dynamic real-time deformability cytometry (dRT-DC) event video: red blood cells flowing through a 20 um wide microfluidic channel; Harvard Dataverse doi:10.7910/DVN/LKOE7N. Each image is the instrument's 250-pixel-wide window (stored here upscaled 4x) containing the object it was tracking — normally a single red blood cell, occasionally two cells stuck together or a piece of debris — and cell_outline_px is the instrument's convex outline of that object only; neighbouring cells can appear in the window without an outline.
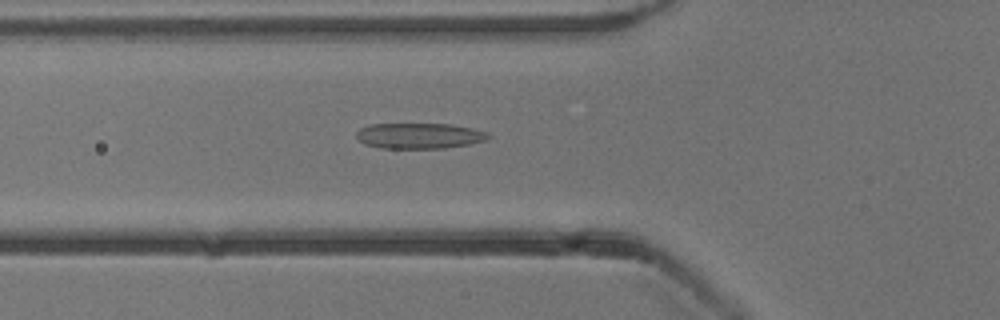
{"species": "common noctule bat (a hibernating species)", "species_latin": "Nyctalus noctula", "temperature_condition": "cold", "stored_images_in_passage": 40, "camera_frame_rate_fps": 3000, "um_per_image_px": 0.085, "animal": {"sex": "male", "body_mass_g": 13.3}, "frame": {"image": 1, "passage_image": 6, "time_ms": 1.667, "image_size_px": [1000, 320], "cell_outline_px": [[492, 136], [488, 140], [468, 144], [444, 148], [380, 148], [364, 144], [356, 136], [356, 132], [360, 128], [372, 124], [452, 124], [472, 128], [488, 132]], "centroid_in_image_um": [35.67, 11.54], "position_along_channel_um": 90.1, "area_um2": 19.77}}
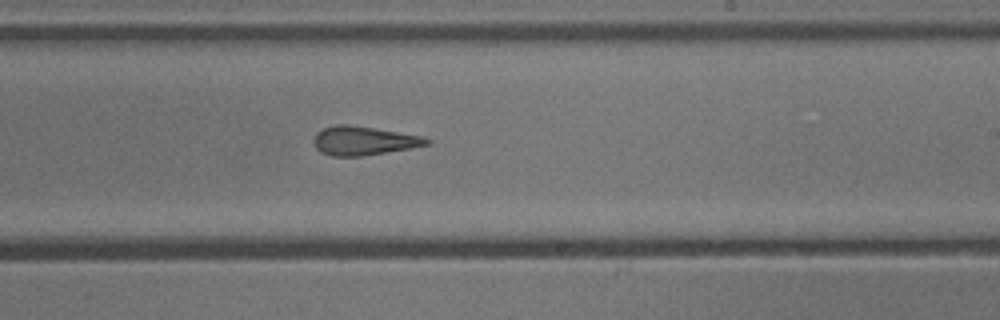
{"frame": {"image": 2, "passage_image": 19, "time_ms": 6.0, "image_size_px": [1000, 320], "cell_outline_px": [[432, 144], [412, 148], [360, 156], [332, 156], [316, 148], [312, 140], [316, 132], [324, 128], [336, 124], [348, 124], [420, 136], [432, 140]], "centroid_in_image_um": [30.9, 11.96], "position_along_channel_um": 258.1, "area_um2": 18.79}}
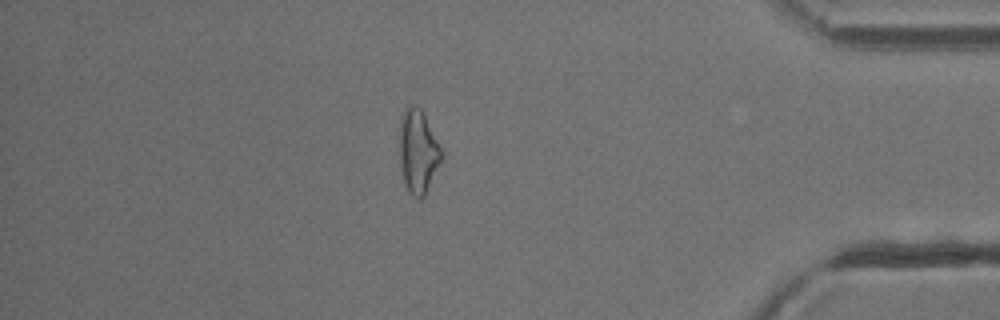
{"frame": {"image": 3, "passage_image": 33, "time_ms": 10.667, "image_size_px": [1000, 320], "cell_outline_px": [[444, 156], [424, 196], [420, 200], [412, 196], [408, 192], [404, 184], [400, 168], [400, 120], [408, 104], [416, 104], [424, 112], [444, 152]], "centroid_in_image_um": [35.55, 12.87], "position_along_channel_um": 399.6, "area_um2": 20.92}, "authors_computed_cell_mechanics": {"area_um2": 19.5653, "velocity_mm_per_s": 3.8567, "shape_relaxation_time_tau1_ms": null, "shape_relaxation_time_tau2_ms": 2.4716, "deformation_change_tau1": null, "deformation_change_tau2": 0.1295}}